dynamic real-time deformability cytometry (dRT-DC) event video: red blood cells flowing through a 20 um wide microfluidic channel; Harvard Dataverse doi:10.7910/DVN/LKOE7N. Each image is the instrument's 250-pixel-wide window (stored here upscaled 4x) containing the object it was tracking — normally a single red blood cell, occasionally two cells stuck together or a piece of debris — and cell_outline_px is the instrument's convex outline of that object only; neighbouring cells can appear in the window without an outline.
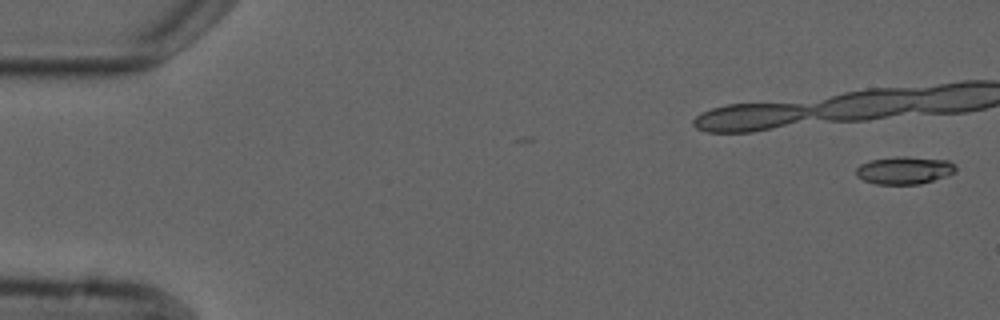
{"species": "common noctule bat (a hibernating species)", "species_latin": "Nyctalus noctula", "temperature_condition": "cold", "stored_images_in_passage": 7, "camera_frame_rate_fps": 3000, "um_per_image_px": 0.085, "animal": {"sex": "male", "forearm_length_mm": 52.5}, "frame": {"image": 1, "passage_image": 1, "time_ms": 0.0, "image_size_px": [1000, 320], "cell_outline_px": [[956, 172], [948, 176], [920, 184], [876, 184], [864, 180], [856, 176], [856, 168], [860, 164], [868, 160], [892, 156], [908, 156], [948, 160], [956, 164]], "centroid_in_image_um": [76.89, 14.46], "position_along_channel_um": 8.1, "area_um2": 16.42}}
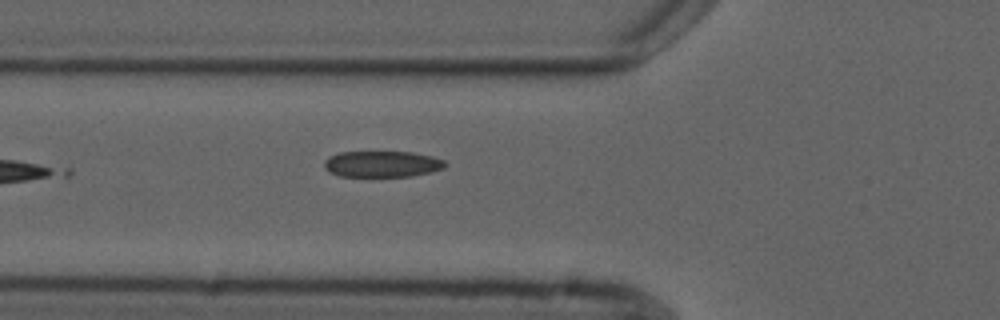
{"frame": {"image": 2, "passage_image": 7, "time_ms": 7.0, "image_size_px": [1000, 320], "cell_outline_px": [[448, 164], [444, 168], [432, 172], [412, 176], [340, 176], [328, 172], [324, 168], [324, 160], [328, 156], [340, 152], [412, 152], [432, 156], [444, 160]], "centroid_in_image_um": [32.48, 13.94], "position_along_channel_um": 93.3, "area_um2": 18.61}}